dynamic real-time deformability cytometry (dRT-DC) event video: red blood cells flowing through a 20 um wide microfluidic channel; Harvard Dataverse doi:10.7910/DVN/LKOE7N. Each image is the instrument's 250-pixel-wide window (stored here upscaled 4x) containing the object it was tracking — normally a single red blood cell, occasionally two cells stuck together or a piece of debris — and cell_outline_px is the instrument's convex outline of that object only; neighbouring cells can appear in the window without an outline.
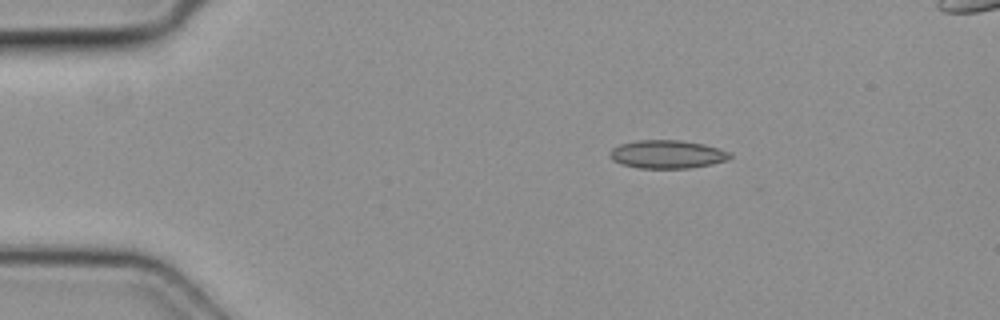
{"species": "common noctule bat (a hibernating species)", "species_latin": "Nyctalus noctula", "temperature_condition": "cold", "stored_images_in_passage": 6, "camera_frame_rate_fps": 3000, "um_per_image_px": 0.085, "animal": {"sex": "female", "body_mass_g": 19.3, "forearm_length_mm": 54.1}, "frame": {"image": 1, "passage_image": 2, "time_ms": 0.333, "image_size_px": [1000, 320], "cell_outline_px": [[732, 156], [728, 160], [712, 164], [692, 168], [640, 168], [620, 164], [612, 160], [608, 152], [612, 148], [620, 144], [636, 140], [680, 140], [704, 144], [728, 152]], "centroid_in_image_um": [56.68, 13.12], "position_along_channel_um": 28.3, "area_um2": 19.83}}
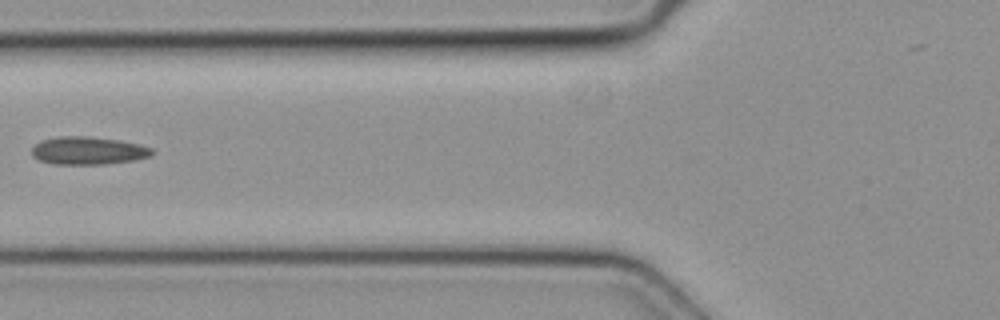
{"frame": {"image": 2, "passage_image": 5, "time_ms": 1.333, "image_size_px": [1000, 320], "cell_outline_px": [[152, 156], [132, 160], [104, 164], [52, 164], [40, 160], [32, 156], [32, 148], [40, 140], [60, 136], [88, 136], [120, 140], [140, 144], [152, 148]], "centroid_in_image_um": [7.48, 12.8], "position_along_channel_um": 118.3, "area_um2": 19.54}}
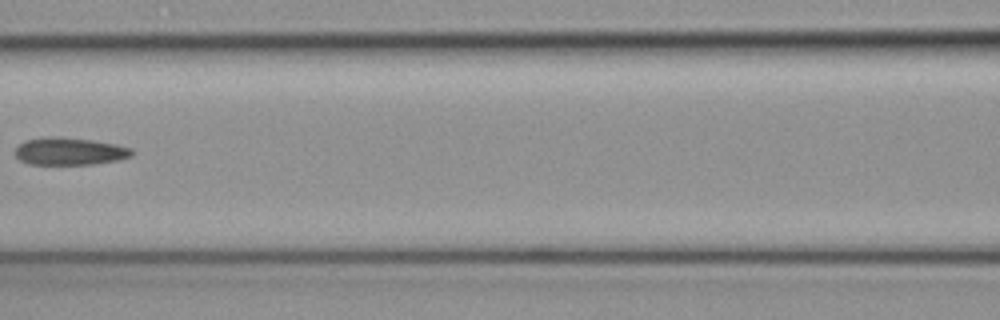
{"frame": {"image": 3, "passage_image": 6, "time_ms": 1.667, "image_size_px": [1000, 320], "cell_outline_px": [[136, 152], [132, 156], [120, 160], [92, 164], [28, 164], [20, 160], [16, 156], [16, 148], [24, 140], [48, 136], [60, 136], [92, 140], [116, 144], [132, 148]], "centroid_in_image_um": [5.96, 12.85], "position_along_channel_um": 160.6, "area_um2": 18.9}}